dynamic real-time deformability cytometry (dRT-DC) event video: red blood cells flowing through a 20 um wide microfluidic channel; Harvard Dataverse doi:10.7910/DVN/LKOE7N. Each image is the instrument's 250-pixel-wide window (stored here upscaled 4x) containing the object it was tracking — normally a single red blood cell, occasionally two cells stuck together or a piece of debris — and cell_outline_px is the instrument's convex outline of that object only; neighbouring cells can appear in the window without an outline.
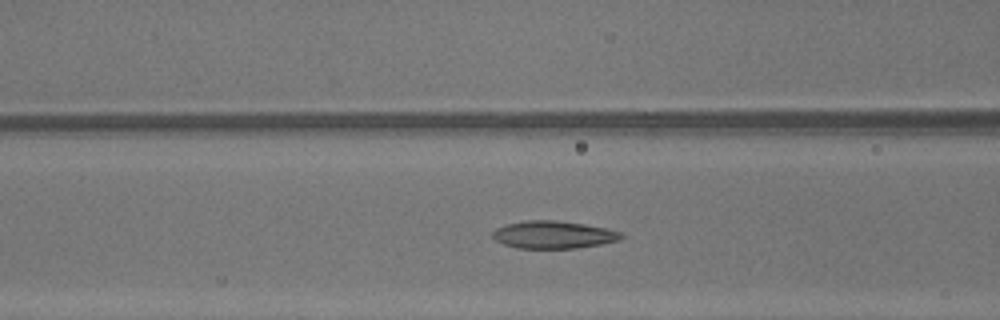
{"species": "common noctule bat (a hibernating species)", "species_latin": "Nyctalus noctula", "temperature_condition": "warm", "stored_images_in_passage": 40, "camera_frame_rate_fps": 3000, "um_per_image_px": 0.085, "animal": {"sex": "male", "body_mass_g": 13.3}, "frame": {"image": 1, "passage_image": 20, "time_ms": 6.333, "image_size_px": [1000, 320], "cell_outline_px": [[624, 236], [620, 240], [600, 244], [576, 248], [516, 248], [504, 244], [496, 240], [492, 236], [492, 232], [496, 228], [508, 224], [528, 220], [556, 220], [584, 224], [604, 228], [620, 232]], "centroid_in_image_um": [47.03, 19.95], "position_along_channel_um": 119.6, "area_um2": 20.46}}
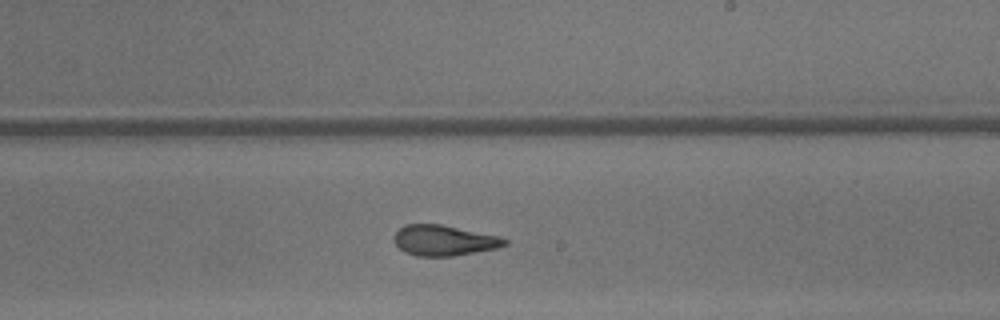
{"frame": {"image": 2, "passage_image": 29, "time_ms": 9.333, "image_size_px": [1000, 320], "cell_outline_px": [[508, 244], [496, 248], [452, 256], [416, 256], [400, 248], [392, 240], [392, 236], [404, 224], [440, 224], [500, 236], [508, 240]], "centroid_in_image_um": [37.73, 20.42], "position_along_channel_um": 251.3, "area_um2": 19.59}}
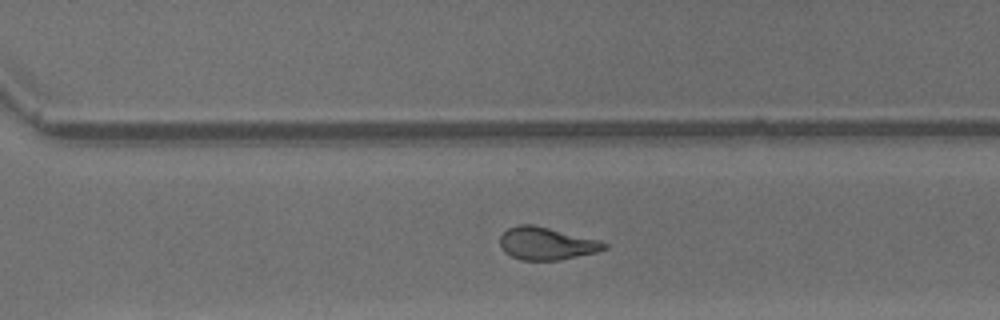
{"frame": {"image": 3, "passage_image": 34, "time_ms": 11.0, "image_size_px": [1000, 320], "cell_outline_px": [[608, 248], [596, 252], [560, 260], [520, 260], [504, 252], [500, 244], [500, 236], [508, 228], [516, 224], [532, 224], [600, 240], [608, 244]], "centroid_in_image_um": [46.45, 20.69], "position_along_channel_um": 324.2, "area_um2": 19.83}, "authors_computed_cell_mechanics": {"area_um2": 21.2993, "velocity_mm_per_s": 4.3823, "shape_relaxation_time_tau1_ms": null, "shape_relaxation_time_tau2_ms": 1.7026, "deformation_change_tau1": null, "deformation_change_tau2": 0.095}}